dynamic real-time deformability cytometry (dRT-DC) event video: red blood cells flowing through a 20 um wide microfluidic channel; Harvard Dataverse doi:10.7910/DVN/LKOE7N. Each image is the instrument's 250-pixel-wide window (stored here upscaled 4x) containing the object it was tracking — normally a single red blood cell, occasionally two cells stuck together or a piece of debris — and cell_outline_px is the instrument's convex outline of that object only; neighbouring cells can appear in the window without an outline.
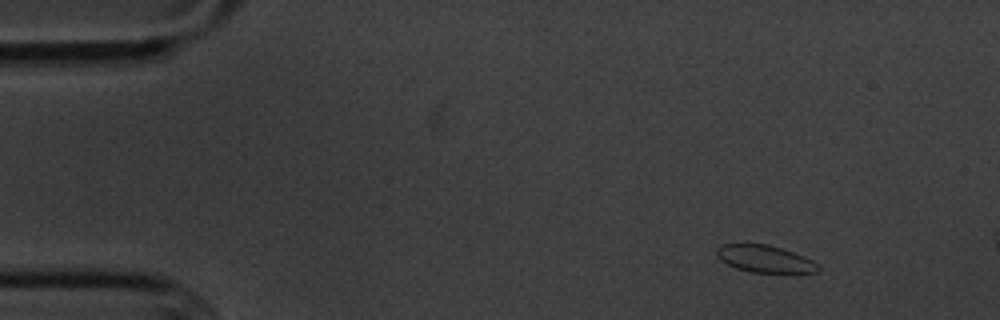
{"species": "common noctule bat (a hibernating species)", "species_latin": "Nyctalus noctula", "temperature_condition": "cold", "stored_images_in_passage": 6, "camera_frame_rate_fps": 3000, "um_per_image_px": 0.085, "animal": {"sex": "male", "body_mass_g": 20.1, "forearm_length_mm": 53.5}, "frame": {"image": 1, "passage_image": 2, "time_ms": 2.0, "image_size_px": [1000, 320], "cell_outline_px": [[820, 268], [816, 272], [752, 272], [736, 268], [720, 260], [716, 256], [716, 248], [720, 244], [748, 240], [768, 244], [804, 256], [812, 260]], "centroid_in_image_um": [64.88, 21.93], "position_along_channel_um": 20.1, "area_um2": 16.53}}